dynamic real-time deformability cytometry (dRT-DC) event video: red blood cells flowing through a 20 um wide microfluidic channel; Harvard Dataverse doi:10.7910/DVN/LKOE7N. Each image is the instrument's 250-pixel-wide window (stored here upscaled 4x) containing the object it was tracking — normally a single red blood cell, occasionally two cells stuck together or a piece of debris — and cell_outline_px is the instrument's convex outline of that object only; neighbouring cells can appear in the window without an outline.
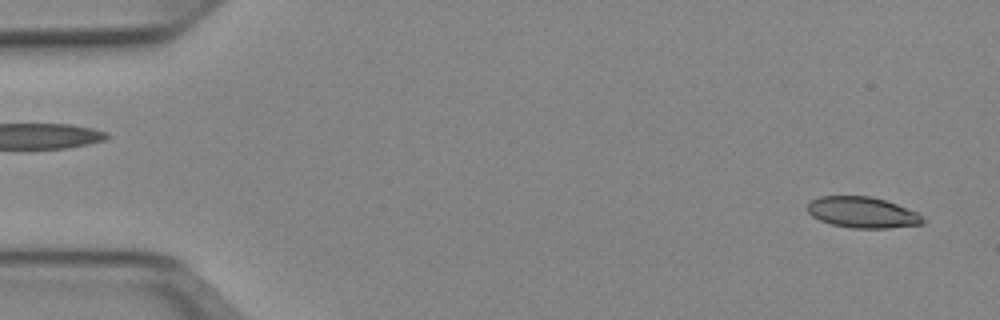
{"species": "Egyptian fruit bat (a non-hibernating species)", "species_latin": "Rousettus aegyptiacus", "temperature_condition": "cold", "stored_images_in_passage": 51, "camera_frame_rate_fps": 3000, "um_per_image_px": 0.085, "animal": {"sex": "female"}, "frame": {"image": 1, "passage_image": 2, "time_ms": 0.333, "image_size_px": [1000, 320], "cell_outline_px": [[924, 224], [888, 228], [852, 228], [832, 224], [820, 220], [812, 216], [808, 212], [808, 204], [812, 200], [820, 196], [872, 196], [920, 212], [924, 220]], "centroid_in_image_um": [73.34, 18.05], "position_along_channel_um": 11.7, "area_um2": 20.87}}
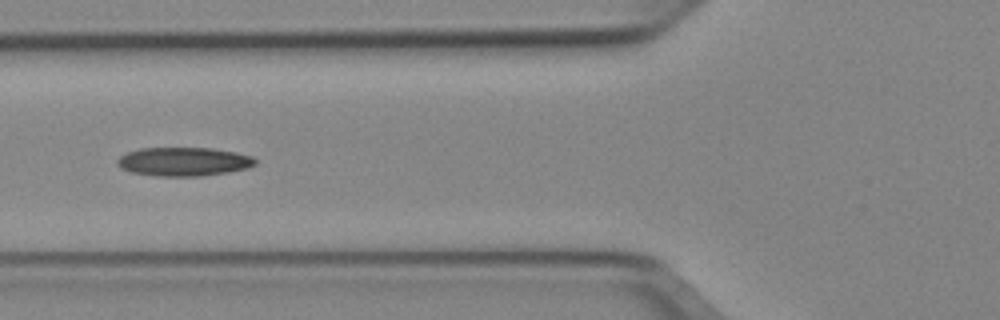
{"frame": {"image": 2, "passage_image": 19, "time_ms": 6.0, "image_size_px": [1000, 320], "cell_outline_px": [[256, 164], [248, 168], [228, 172], [200, 176], [160, 176], [132, 172], [120, 168], [116, 164], [116, 160], [120, 156], [128, 152], [140, 148], [212, 148], [236, 152], [252, 156], [256, 160]], "centroid_in_image_um": [15.62, 13.73], "position_along_channel_um": 110.2, "area_um2": 23.12}}
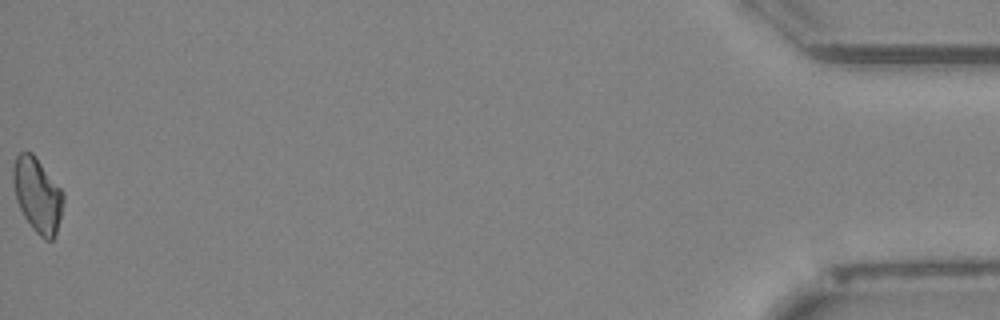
{"frame": {"image": 3, "passage_image": 51, "time_ms": 16.667, "image_size_px": [1000, 320], "cell_outline_px": [[64, 200], [56, 236], [52, 240], [44, 240], [32, 228], [24, 216], [16, 200], [12, 180], [12, 168], [16, 156], [20, 152], [32, 152], [64, 192]], "centroid_in_image_um": [3.18, 16.58], "position_along_channel_um": 432.0, "area_um2": 21.91}, "authors_computed_cell_mechanics": {"area_um2": 22.1374, "velocity_mm_per_s": 3.9476, "shape_relaxation_time_tau1_ms": 7.1486, "shape_relaxation_time_tau2_ms": 5.6746, "deformation_change_tau1": 0.1625, "deformation_change_tau2": 0.1374}}